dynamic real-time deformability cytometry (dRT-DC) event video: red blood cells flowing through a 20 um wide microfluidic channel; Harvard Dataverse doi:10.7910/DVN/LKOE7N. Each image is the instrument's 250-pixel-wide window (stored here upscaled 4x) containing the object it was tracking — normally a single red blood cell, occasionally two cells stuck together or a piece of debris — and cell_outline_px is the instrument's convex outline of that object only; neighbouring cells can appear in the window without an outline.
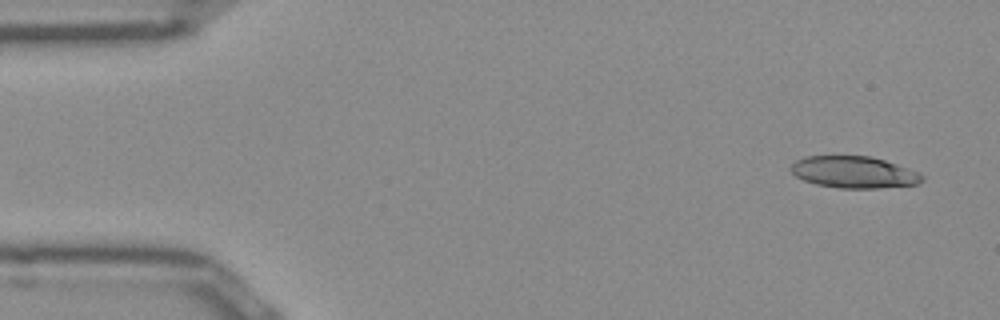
{"species": "Egyptian fruit bat (a non-hibernating species)", "species_latin": "Rousettus aegyptiacus", "temperature_condition": "room temperature", "stored_images_in_passage": 49, "camera_frame_rate_fps": 3000, "um_per_image_px": 0.085, "frame": {"image": 1, "passage_image": 1, "time_ms": 0.0, "image_size_px": [1000, 320], "cell_outline_px": [[924, 180], [916, 184], [876, 188], [840, 188], [816, 184], [804, 180], [796, 176], [792, 172], [792, 164], [796, 160], [804, 156], [872, 156], [920, 172], [924, 176]], "centroid_in_image_um": [72.6, 14.63], "position_along_channel_um": 12.4, "area_um2": 24.16}}
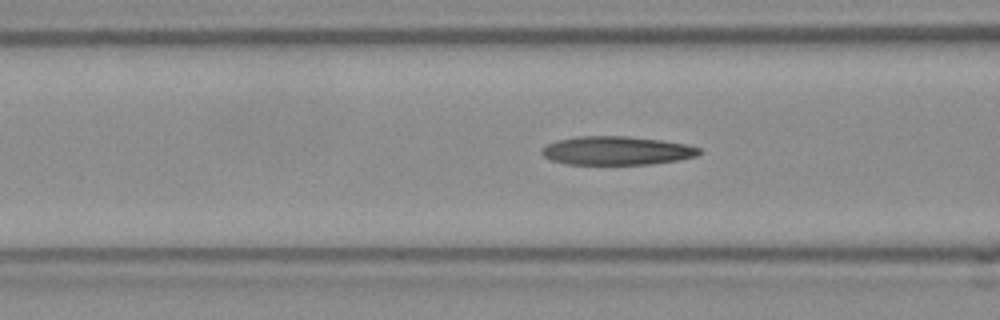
{"frame": {"image": 2, "passage_image": 17, "time_ms": 5.333, "image_size_px": [1000, 320], "cell_outline_px": [[704, 152], [696, 156], [676, 160], [648, 164], [568, 164], [552, 160], [544, 156], [540, 152], [548, 144], [556, 140], [576, 136], [628, 136], [660, 140], [688, 144], [700, 148]], "centroid_in_image_um": [52.44, 12.79], "position_along_channel_um": 114.2, "area_um2": 26.18}}
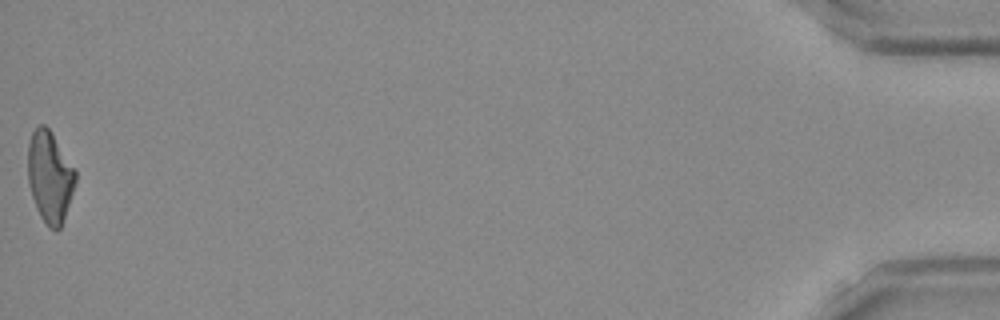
{"frame": {"image": 3, "passage_image": 49, "time_ms": 16.0, "image_size_px": [1000, 320], "cell_outline_px": [[76, 180], [60, 228], [56, 232], [48, 228], [40, 216], [36, 208], [28, 184], [28, 144], [32, 132], [40, 124], [44, 124], [48, 128], [76, 172]], "centroid_in_image_um": [4.2, 15.06], "position_along_channel_um": 431.0, "area_um2": 24.85}, "authors_computed_cell_mechanics": {"area_um2": 25.8366, "velocity_mm_per_s": 3.9455, "shape_relaxation_time_tau1_ms": null, "shape_relaxation_time_tau2_ms": 4.5511, "deformation_change_tau1": null, "deformation_change_tau2": 0.1661}}